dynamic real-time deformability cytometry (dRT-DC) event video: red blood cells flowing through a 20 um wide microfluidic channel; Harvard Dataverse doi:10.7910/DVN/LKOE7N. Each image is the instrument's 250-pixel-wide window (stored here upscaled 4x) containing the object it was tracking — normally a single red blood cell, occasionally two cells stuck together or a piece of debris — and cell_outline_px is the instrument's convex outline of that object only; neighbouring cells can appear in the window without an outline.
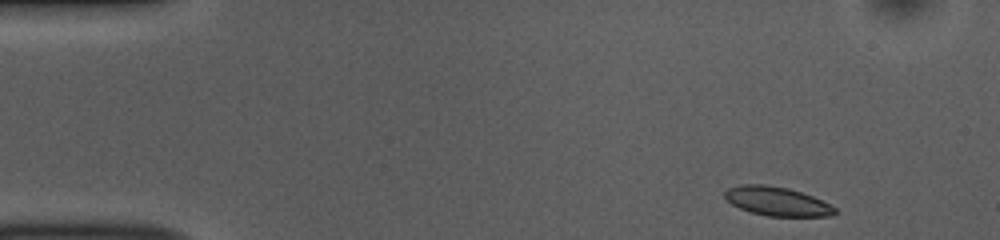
{"species": "common noctule bat (a hibernating species)", "species_latin": "Nyctalus noctula", "temperature_condition": "room temperature", "stored_images_in_passage": 48, "camera_frame_rate_fps": 3000, "um_per_image_px": 0.085, "animal": {"sex": "female", "body_mass_g": 10.0, "forearm_length_mm": 53.1}, "frame": {"image": 1, "passage_image": 1, "time_ms": 0.0, "image_size_px": [1000, 240], "cell_outline_px": [[836, 212], [832, 216], [768, 216], [752, 212], [740, 208], [732, 204], [724, 196], [724, 192], [728, 188], [740, 184], [764, 184], [788, 188], [812, 196], [836, 208]], "centroid_in_image_um": [66.02, 17.1], "position_along_channel_um": 19.0, "area_um2": 18.38}}
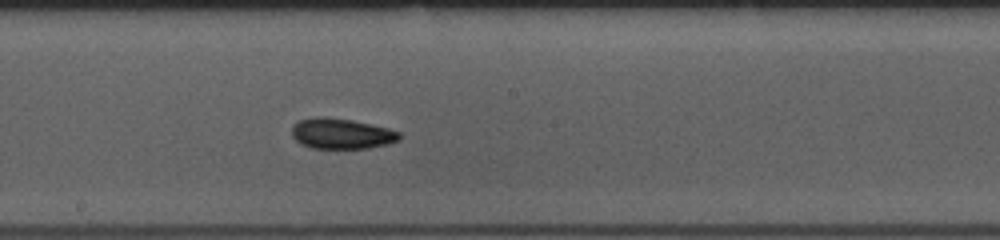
{"frame": {"image": 2, "passage_image": 24, "time_ms": 7.667, "image_size_px": [1000, 240], "cell_outline_px": [[400, 140], [388, 144], [368, 148], [312, 148], [300, 144], [292, 136], [292, 124], [296, 120], [316, 116], [324, 116], [352, 120], [388, 128], [400, 132]], "centroid_in_image_um": [28.99, 11.35], "position_along_channel_um": 219.2, "area_um2": 19.36}}
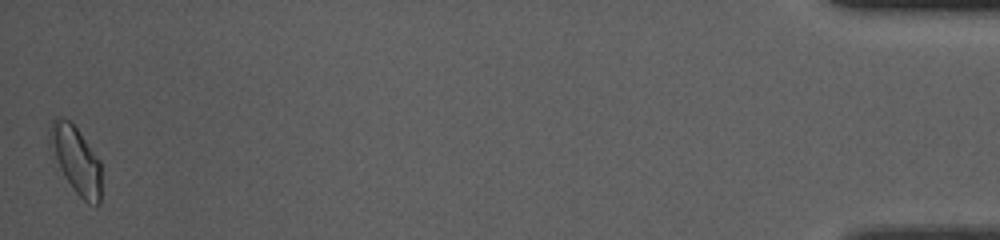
{"frame": {"image": 3, "passage_image": 48, "time_ms": 15.667, "image_size_px": [1000, 240], "cell_outline_px": [[100, 204], [96, 208], [88, 204], [72, 188], [48, 148], [48, 128], [52, 120], [56, 116], [64, 116], [76, 128], [100, 160]], "centroid_in_image_um": [6.42, 13.57], "position_along_channel_um": 428.8, "area_um2": 20.4}, "authors_computed_cell_mechanics": {"area_um2": 18.6694, "velocity_mm_per_s": 3.763, "shape_relaxation_time_tau1_ms": 3.336, "shape_relaxation_time_tau2_ms": 4.3679, "deformation_change_tau1": 0.1038, "deformation_change_tau2": 0.0971}}